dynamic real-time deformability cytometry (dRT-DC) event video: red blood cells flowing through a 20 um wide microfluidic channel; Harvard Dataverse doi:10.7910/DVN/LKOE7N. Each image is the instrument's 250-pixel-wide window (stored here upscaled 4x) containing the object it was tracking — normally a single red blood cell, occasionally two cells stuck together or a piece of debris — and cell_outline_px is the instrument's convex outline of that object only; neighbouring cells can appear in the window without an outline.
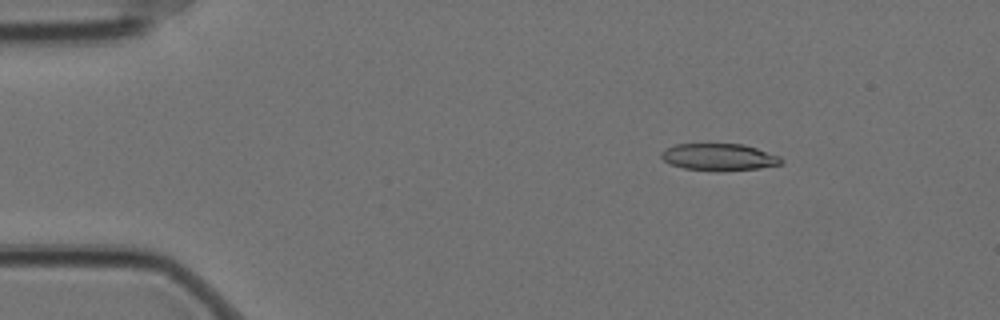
{"species": "Egyptian fruit bat (a non-hibernating species)", "species_latin": "Rousettus aegyptiacus", "temperature_condition": "cold", "stored_images_in_passage": 12, "camera_frame_rate_fps": 3000, "um_per_image_px": 0.085, "animal": {"sex": "female"}, "frame": {"image": 1, "passage_image": 2, "time_ms": 0.333, "image_size_px": [1000, 320], "cell_outline_px": [[784, 164], [760, 168], [716, 172], [684, 168], [672, 164], [664, 160], [660, 156], [660, 152], [664, 148], [676, 144], [744, 144], [780, 156], [784, 160]], "centroid_in_image_um": [61.13, 13.36], "position_along_channel_um": 23.9, "area_um2": 19.13}}
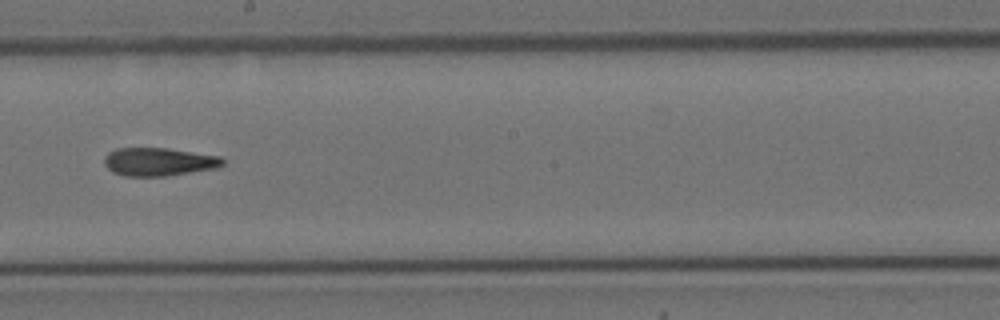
{"frame": {"image": 2, "passage_image": 8, "time_ms": 2.333, "image_size_px": [1000, 320], "cell_outline_px": [[224, 164], [216, 168], [168, 176], [124, 176], [112, 172], [104, 164], [104, 156], [108, 152], [116, 148], [164, 148], [220, 156], [224, 160]], "centroid_in_image_um": [13.46, 13.76], "position_along_channel_um": 234.7, "area_um2": 19.48}}
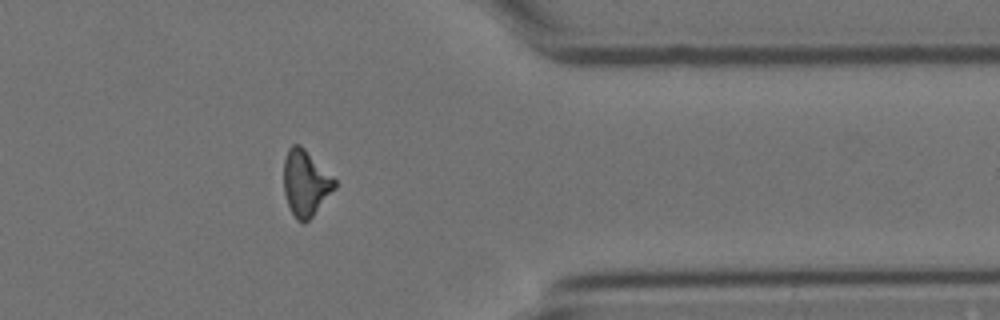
{"frame": {"image": 3, "passage_image": 12, "time_ms": 3.667, "image_size_px": [1000, 320], "cell_outline_px": [[336, 188], [312, 216], [304, 224], [300, 224], [296, 220], [288, 204], [284, 192], [284, 156], [288, 148], [292, 144], [300, 144], [336, 180]], "centroid_in_image_um": [25.96, 15.56], "position_along_channel_um": 385.4, "area_um2": 19.54}}